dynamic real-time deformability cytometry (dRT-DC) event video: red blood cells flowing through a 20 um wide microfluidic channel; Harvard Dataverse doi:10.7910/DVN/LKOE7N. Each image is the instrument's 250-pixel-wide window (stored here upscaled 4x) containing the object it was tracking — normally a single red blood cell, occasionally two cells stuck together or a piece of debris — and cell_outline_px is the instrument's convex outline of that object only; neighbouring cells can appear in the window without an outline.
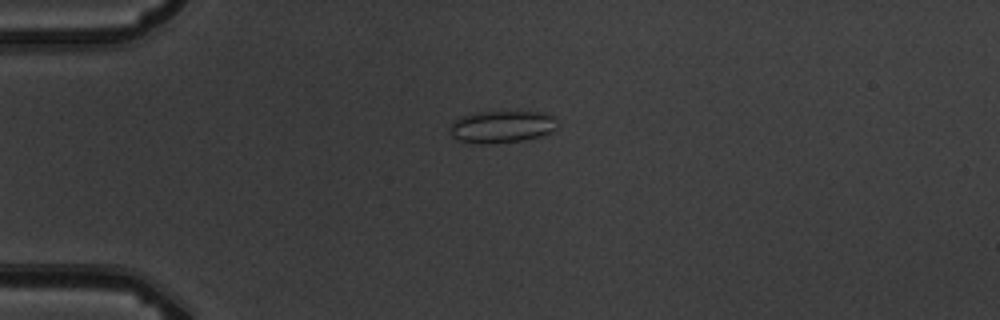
{"species": "common noctule bat (a hibernating species)", "species_latin": "Nyctalus noctula", "temperature_condition": "warm", "stored_images_in_passage": 6, "camera_frame_rate_fps": 3000, "um_per_image_px": 0.085, "animal": {"sex": "male", "body_mass_g": 19.5, "forearm_length_mm": 54.6}, "frame": {"image": 1, "passage_image": 5, "time_ms": 4.667, "image_size_px": [1000, 320], "cell_outline_px": [[556, 128], [540, 136], [524, 140], [488, 144], [476, 144], [460, 140], [452, 136], [448, 132], [448, 124], [452, 120], [460, 116], [476, 112], [544, 112], [552, 116]], "centroid_in_image_um": [42.53, 10.77], "position_along_channel_um": 42.5, "area_um2": 20.23}}